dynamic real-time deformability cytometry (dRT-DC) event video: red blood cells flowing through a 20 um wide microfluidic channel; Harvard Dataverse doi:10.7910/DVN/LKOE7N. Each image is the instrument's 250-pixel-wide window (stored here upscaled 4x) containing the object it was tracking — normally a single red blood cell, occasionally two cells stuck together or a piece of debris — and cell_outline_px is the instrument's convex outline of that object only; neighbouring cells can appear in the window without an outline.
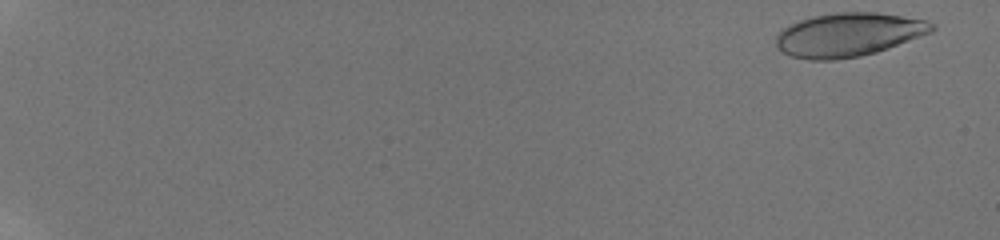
{"species": "human", "species_latin": "Homo sapiens", "temperature_condition": "room temperature", "stored_images_in_passage": 32, "camera_frame_rate_fps": 3000, "um_per_image_px": 0.085, "donor": {"sex": "male"}, "frame": {"image": 1, "passage_image": 2, "time_ms": 0.333, "image_size_px": [1000, 240], "cell_outline_px": [[936, 28], [932, 32], [888, 48], [876, 52], [860, 56], [832, 60], [808, 60], [792, 56], [784, 52], [776, 44], [776, 36], [784, 28], [800, 20], [812, 16], [836, 12], [876, 12], [928, 20], [936, 24]], "centroid_in_image_um": [72.16, 2.94], "position_along_channel_um": 12.8, "area_um2": 39.54}}
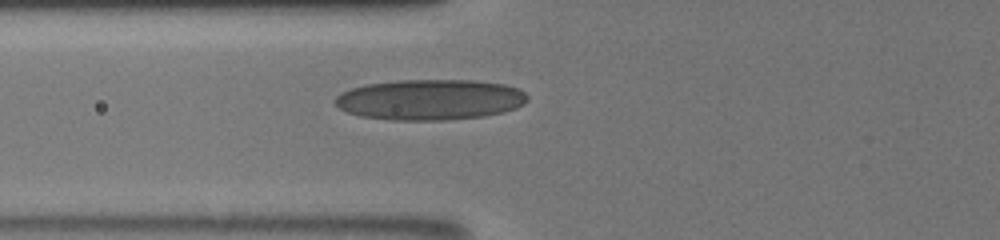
{"frame": {"image": 2, "passage_image": 21, "time_ms": 8.0, "image_size_px": [1000, 240], "cell_outline_px": [[528, 100], [524, 104], [516, 108], [504, 112], [484, 116], [444, 120], [392, 120], [360, 116], [348, 112], [340, 108], [332, 100], [340, 92], [352, 88], [368, 84], [400, 80], [476, 80], [504, 84], [520, 88], [528, 96]], "centroid_in_image_um": [36.58, 8.47], "position_along_channel_um": 89.2, "area_um2": 45.78}}
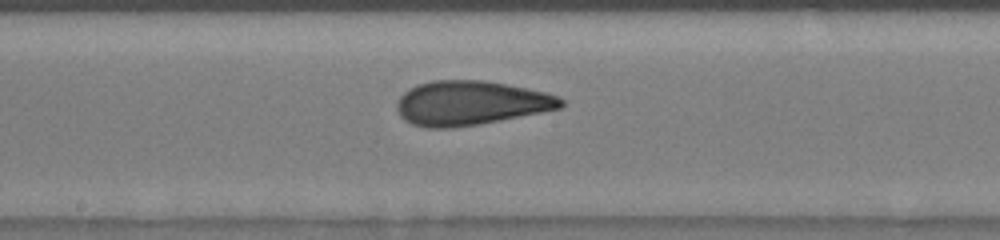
{"frame": {"image": 3, "passage_image": 30, "time_ms": 11.0, "image_size_px": [1000, 240], "cell_outline_px": [[564, 104], [560, 108], [500, 120], [452, 128], [428, 128], [412, 124], [404, 120], [400, 116], [396, 108], [396, 104], [400, 96], [408, 88], [416, 84], [432, 80], [484, 80], [508, 84], [544, 92], [560, 96], [564, 100]], "centroid_in_image_um": [39.96, 8.75], "position_along_channel_um": 208.2, "area_um2": 42.43}}